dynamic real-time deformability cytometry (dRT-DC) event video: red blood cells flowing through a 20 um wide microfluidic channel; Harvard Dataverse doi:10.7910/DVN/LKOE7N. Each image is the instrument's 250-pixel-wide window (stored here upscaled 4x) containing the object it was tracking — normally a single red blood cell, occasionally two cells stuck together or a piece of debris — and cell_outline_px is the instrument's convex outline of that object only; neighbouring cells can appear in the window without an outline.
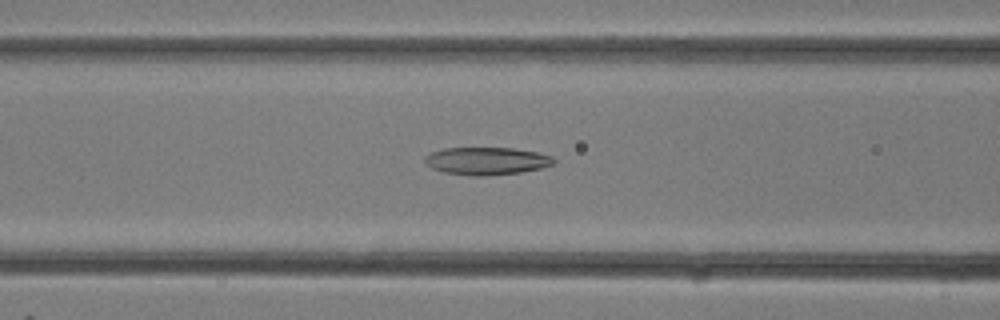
{"species": "common noctule bat (a hibernating species)", "species_latin": "Nyctalus noctula", "temperature_condition": "room temperature", "stored_images_in_passage": 31, "camera_frame_rate_fps": 3000, "um_per_image_px": 0.085, "animal": {"sex": "female"}, "frame": {"image": 1, "passage_image": 12, "time_ms": 3.667, "image_size_px": [1000, 320], "cell_outline_px": [[556, 164], [540, 168], [520, 172], [484, 176], [472, 176], [444, 172], [432, 168], [424, 164], [424, 156], [432, 152], [444, 148], [512, 148], [536, 152], [552, 156], [556, 160]], "centroid_in_image_um": [41.35, 13.68], "position_along_channel_um": 125.2, "area_um2": 20.81}}
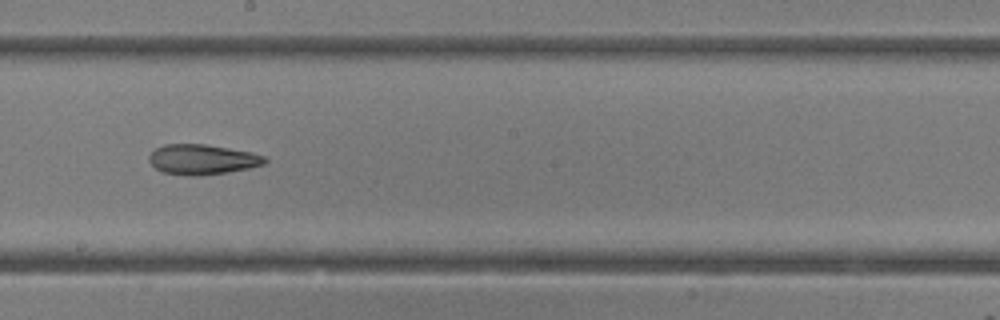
{"frame": {"image": 2, "passage_image": 17, "time_ms": 5.333, "image_size_px": [1000, 320], "cell_outline_px": [[268, 160], [264, 164], [248, 168], [228, 172], [200, 176], [188, 176], [164, 172], [156, 168], [148, 160], [148, 156], [156, 148], [164, 144], [204, 144], [252, 152], [264, 156]], "centroid_in_image_um": [17.19, 13.55], "position_along_channel_um": 231.0, "area_um2": 20.29}}
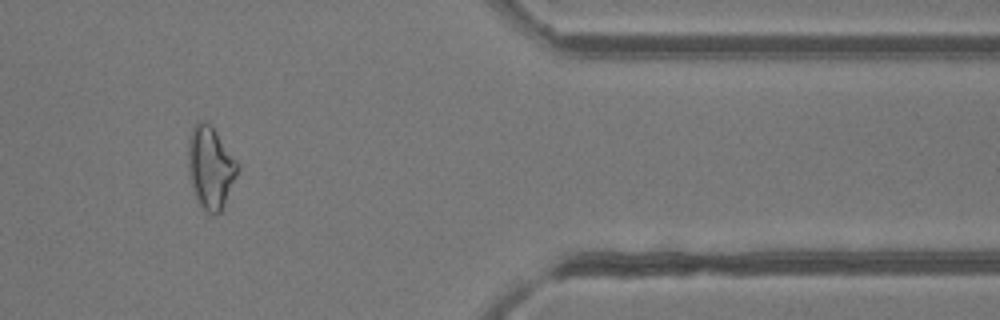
{"frame": {"image": 3, "passage_image": 26, "time_ms": 8.333, "image_size_px": [1000, 320], "cell_outline_px": [[240, 168], [224, 208], [216, 216], [212, 216], [200, 204], [192, 188], [188, 176], [188, 140], [192, 128], [196, 120], [204, 120], [212, 124], [240, 164]], "centroid_in_image_um": [17.91, 14.21], "position_along_channel_um": 393.5, "area_um2": 24.45}}